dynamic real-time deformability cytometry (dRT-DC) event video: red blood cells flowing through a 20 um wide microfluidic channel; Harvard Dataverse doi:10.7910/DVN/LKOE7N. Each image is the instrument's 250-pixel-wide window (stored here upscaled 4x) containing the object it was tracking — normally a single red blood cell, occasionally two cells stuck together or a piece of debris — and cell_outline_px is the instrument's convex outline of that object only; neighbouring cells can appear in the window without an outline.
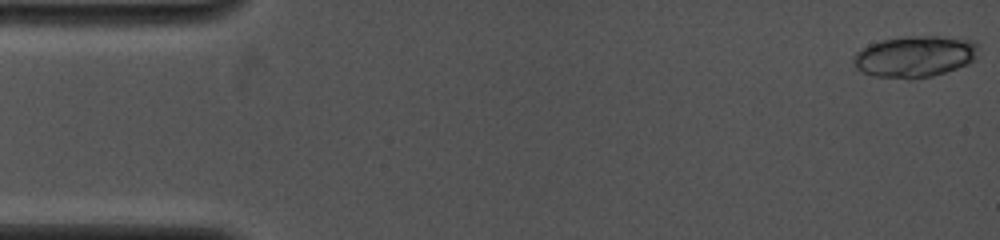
{"species": "common noctule bat (a hibernating species)", "species_latin": "Nyctalus noctula", "temperature_condition": "cold", "stored_images_in_passage": 11, "camera_frame_rate_fps": 4000, "um_per_image_px": 0.085, "animal": {"sex": "female", "body_mass_g": 19.0, "forearm_length_mm": 53.3}, "frame": {"image": 1, "passage_image": 1, "time_ms": 0.0, "image_size_px": [1000, 240], "cell_outline_px": [[980, 44], [976, 60], [968, 64], [932, 76], [908, 80], [872, 76], [856, 68], [852, 60], [852, 56], [856, 52], [868, 44], [880, 40], [904, 36], [940, 36], [976, 40]], "centroid_in_image_um": [77.78, 4.8], "position_along_channel_um": 7.2, "area_um2": 30.87}}
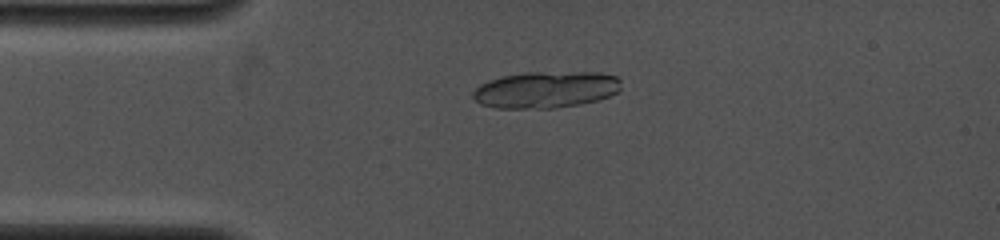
{"frame": {"image": 2, "passage_image": 10, "time_ms": 3.25, "image_size_px": [1000, 240], "cell_outline_px": [[620, 88], [616, 92], [608, 96], [596, 100], [580, 104], [556, 108], [496, 108], [480, 104], [472, 96], [472, 92], [480, 84], [504, 76], [528, 72], [600, 72], [616, 76], [620, 80]], "centroid_in_image_um": [46.4, 7.62], "position_along_channel_um": 38.6, "area_um2": 31.5}}